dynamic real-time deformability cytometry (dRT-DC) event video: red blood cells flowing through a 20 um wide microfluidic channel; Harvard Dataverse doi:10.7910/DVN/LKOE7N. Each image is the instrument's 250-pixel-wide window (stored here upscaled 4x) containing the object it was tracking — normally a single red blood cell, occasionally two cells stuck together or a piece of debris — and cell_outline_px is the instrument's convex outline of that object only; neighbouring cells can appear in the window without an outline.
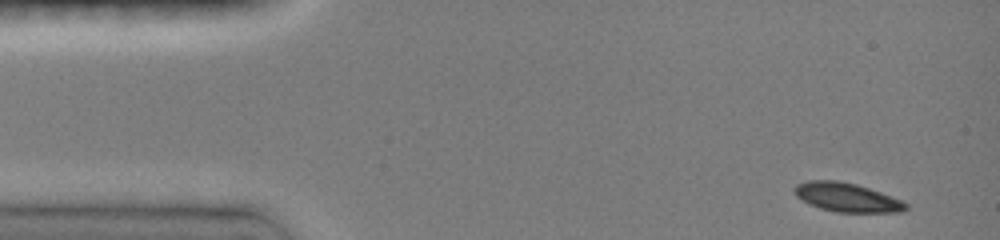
{"species": "common noctule bat (a hibernating species)", "species_latin": "Nyctalus noctula", "temperature_condition": "room temperature", "stored_images_in_passage": 9, "camera_frame_rate_fps": 3000, "um_per_image_px": 0.085, "animal": {"sex": "female", "body_mass_g": 19.0, "forearm_length_mm": 51.5}, "frame": {"image": 1, "passage_image": 1, "time_ms": 0.0, "image_size_px": [1000, 240], "cell_outline_px": [[908, 208], [904, 212], [836, 212], [820, 208], [808, 204], [796, 196], [796, 184], [808, 180], [836, 180], [856, 184], [880, 192], [900, 200], [908, 204]], "centroid_in_image_um": [71.98, 16.78], "position_along_channel_um": 13.0, "area_um2": 18.61}}
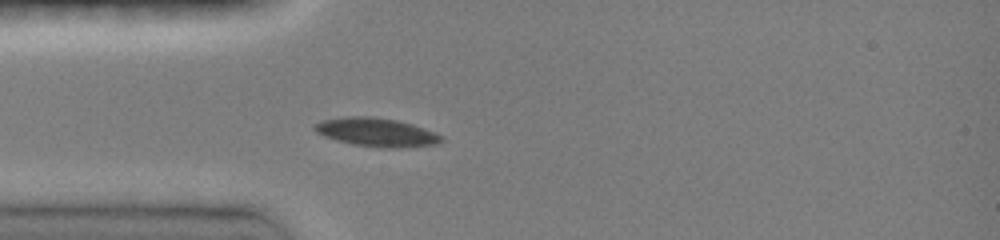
{"frame": {"image": 2, "passage_image": 9, "time_ms": 3.333, "image_size_px": [1000, 240], "cell_outline_px": [[444, 140], [436, 144], [400, 148], [380, 148], [352, 144], [336, 140], [324, 136], [316, 132], [312, 128], [312, 124], [320, 120], [344, 116], [372, 116], [396, 120], [412, 124], [432, 132], [440, 136]], "centroid_in_image_um": [31.91, 11.23], "position_along_channel_um": 53.1, "area_um2": 21.21}}